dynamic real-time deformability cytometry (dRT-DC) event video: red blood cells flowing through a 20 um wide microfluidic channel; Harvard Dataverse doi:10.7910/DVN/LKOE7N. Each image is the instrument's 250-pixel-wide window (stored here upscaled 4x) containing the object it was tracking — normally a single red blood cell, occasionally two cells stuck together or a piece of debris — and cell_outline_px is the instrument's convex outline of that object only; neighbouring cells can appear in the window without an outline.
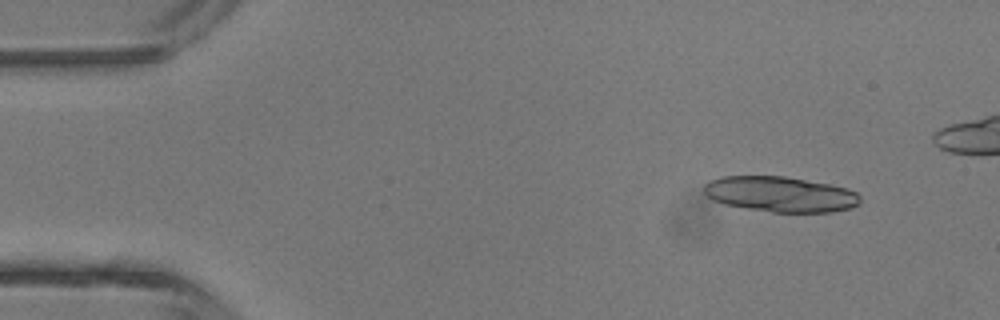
{"species": "common noctule bat (a hibernating species)", "species_latin": "Nyctalus noctula", "temperature_condition": "room temperature", "stored_images_in_passage": 4, "camera_frame_rate_fps": 3000, "um_per_image_px": 0.085, "animal": {"sex": "male", "body_mass_g": 13.3}, "frame": {"image": 1, "passage_image": 1, "time_ms": 0.0, "image_size_px": [1000, 320], "cell_outline_px": [[860, 204], [852, 208], [832, 212], [772, 212], [724, 204], [712, 200], [704, 192], [704, 184], [708, 180], [720, 176], [784, 176], [832, 184], [848, 188], [856, 192], [860, 196]], "centroid_in_image_um": [66.35, 16.5], "position_along_channel_um": 18.7, "area_um2": 32.54}}